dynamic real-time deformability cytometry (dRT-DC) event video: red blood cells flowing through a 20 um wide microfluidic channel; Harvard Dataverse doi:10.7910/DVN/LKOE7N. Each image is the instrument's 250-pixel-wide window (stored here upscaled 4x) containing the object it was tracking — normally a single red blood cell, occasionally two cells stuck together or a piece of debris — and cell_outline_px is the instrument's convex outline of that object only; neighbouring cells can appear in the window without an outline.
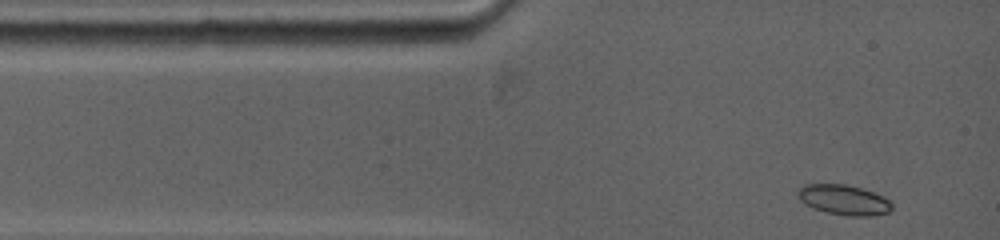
{"species": "common noctule bat (a hibernating species)", "species_latin": "Nyctalus noctula", "temperature_condition": "warm", "stored_images_in_passage": 34, "camera_frame_rate_fps": 5000, "um_per_image_px": 0.085, "animal": {"sex": "female", "body_mass_g": 19.0, "forearm_length_mm": 53.3}, "frame": {"image": 1, "passage_image": 1, "time_ms": 0.0, "image_size_px": [1000, 240], "cell_outline_px": [[892, 208], [888, 212], [872, 216], [852, 216], [828, 212], [812, 208], [800, 200], [796, 196], [796, 192], [804, 184], [844, 184], [860, 188], [872, 192], [888, 200], [892, 204]], "centroid_in_image_um": [71.68, 16.98], "position_along_channel_um": 13.3, "area_um2": 16.3}}
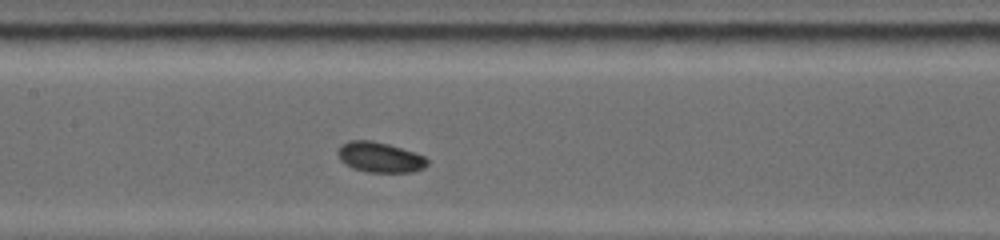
{"frame": {"image": 2, "passage_image": 21, "time_ms": 5.0, "image_size_px": [1000, 240], "cell_outline_px": [[428, 164], [424, 168], [412, 172], [368, 172], [352, 168], [344, 164], [340, 160], [340, 148], [348, 140], [372, 140], [388, 144], [424, 156], [428, 160]], "centroid_in_image_um": [32.31, 13.38], "position_along_channel_um": 175.1, "area_um2": 15.55}}
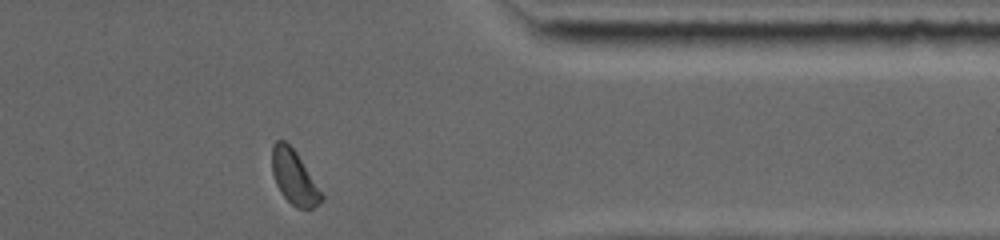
{"frame": {"image": 3, "passage_image": 34, "time_ms": 10.8, "image_size_px": [1000, 240], "cell_outline_px": [[324, 200], [312, 208], [296, 208], [280, 192], [276, 184], [272, 172], [272, 144], [276, 140], [284, 140], [296, 152], [324, 196]], "centroid_in_image_um": [24.99, 15.07], "position_along_channel_um": 386.4, "area_um2": 15.37}, "authors_computed_cell_mechanics": {"area_um2": 15.5771, "velocity_mm_per_s": 3.8657, "shape_relaxation_time_tau1_ms": 3.8067, "shape_relaxation_time_tau2_ms": null, "deformation_change_tau1": 0.0716, "deformation_change_tau2": null}}